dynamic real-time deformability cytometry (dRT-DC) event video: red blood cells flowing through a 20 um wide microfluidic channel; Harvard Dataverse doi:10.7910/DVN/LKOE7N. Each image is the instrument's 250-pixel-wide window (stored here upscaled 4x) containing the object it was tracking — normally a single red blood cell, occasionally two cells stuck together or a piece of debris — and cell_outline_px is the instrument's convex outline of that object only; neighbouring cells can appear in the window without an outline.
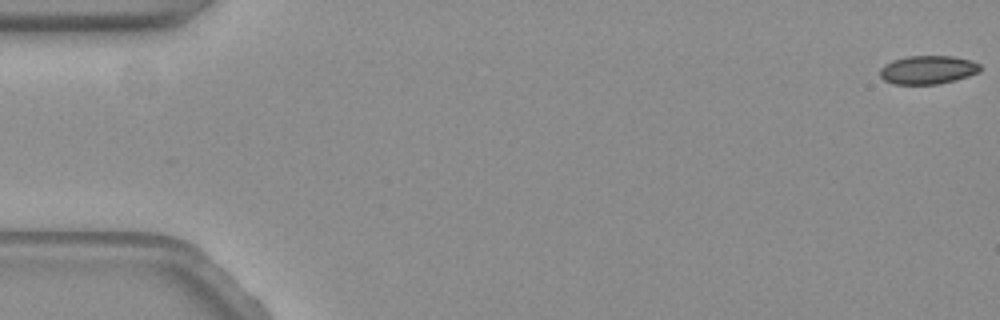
{"species": "common noctule bat (a hibernating species)", "species_latin": "Nyctalus noctula", "temperature_condition": "warm", "stored_images_in_passage": 50, "camera_frame_rate_fps": 3000, "um_per_image_px": 0.085, "animal": {"sex": "female", "body_mass_g": 19.3, "forearm_length_mm": 54.1}, "frame": {"image": 1, "passage_image": 1, "time_ms": 0.0, "image_size_px": [1000, 320], "cell_outline_px": [[980, 72], [956, 80], [936, 84], [892, 84], [884, 80], [880, 76], [880, 68], [884, 64], [892, 60], [908, 56], [952, 56], [968, 60], [980, 64]], "centroid_in_image_um": [78.83, 5.94], "position_along_channel_um": 6.2, "area_um2": 16.65}}
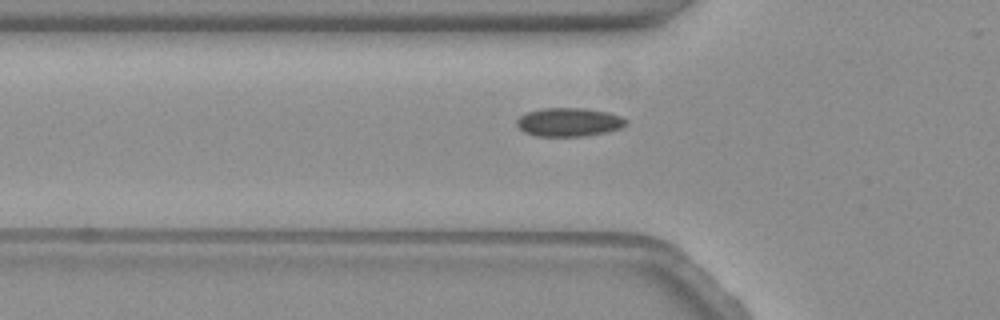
{"frame": {"image": 2, "passage_image": 21, "time_ms": 6.667, "image_size_px": [1000, 320], "cell_outline_px": [[628, 124], [620, 128], [604, 132], [584, 136], [536, 136], [524, 132], [516, 124], [516, 120], [520, 116], [528, 112], [540, 108], [580, 108], [608, 112], [620, 116], [628, 120]], "centroid_in_image_um": [48.35, 10.38], "position_along_channel_um": 77.5, "area_um2": 18.15}}
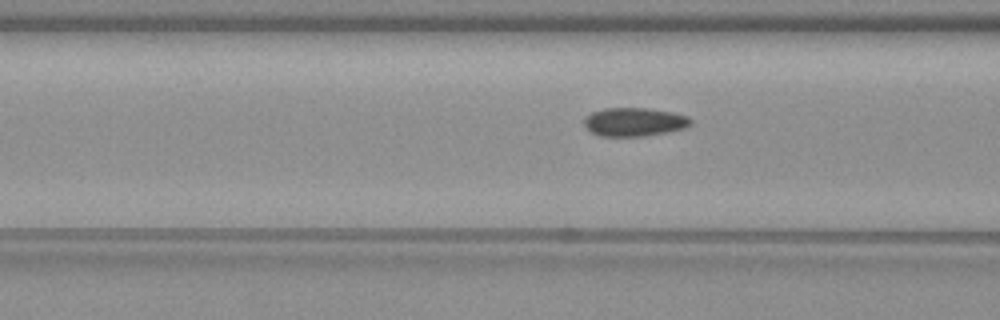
{"frame": {"image": 3, "passage_image": 24, "time_ms": 7.667, "image_size_px": [1000, 320], "cell_outline_px": [[692, 124], [684, 128], [668, 132], [644, 136], [600, 136], [592, 132], [584, 124], [584, 120], [592, 112], [604, 108], [648, 108], [672, 112], [688, 116], [692, 120]], "centroid_in_image_um": [53.95, 10.36], "position_along_channel_um": 112.7, "area_um2": 17.69}}